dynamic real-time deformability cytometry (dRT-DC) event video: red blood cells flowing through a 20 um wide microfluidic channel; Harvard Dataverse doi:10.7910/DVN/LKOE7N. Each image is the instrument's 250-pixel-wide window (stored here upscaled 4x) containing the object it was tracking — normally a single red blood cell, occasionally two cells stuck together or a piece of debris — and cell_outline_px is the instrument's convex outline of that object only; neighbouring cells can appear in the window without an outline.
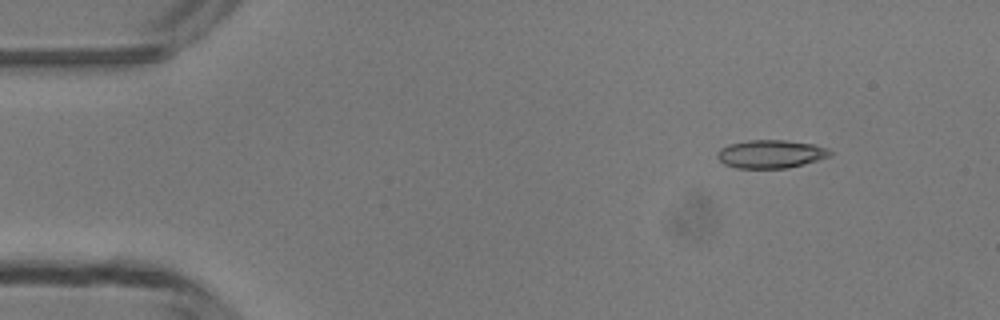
{"species": "common noctule bat (a hibernating species)", "species_latin": "Nyctalus noctula", "temperature_condition": "room temperature", "stored_images_in_passage": 43, "camera_frame_rate_fps": 3000, "um_per_image_px": 0.085, "animal": {"sex": "male", "body_mass_g": 13.3}, "frame": {"image": 1, "passage_image": 1, "time_ms": 0.0, "image_size_px": [1000, 320], "cell_outline_px": [[832, 156], [804, 164], [788, 168], [736, 168], [724, 164], [716, 156], [720, 148], [732, 144], [748, 140], [784, 140], [812, 144], [824, 148], [832, 152]], "centroid_in_image_um": [65.51, 13.1], "position_along_channel_um": 19.5, "area_um2": 18.38}}
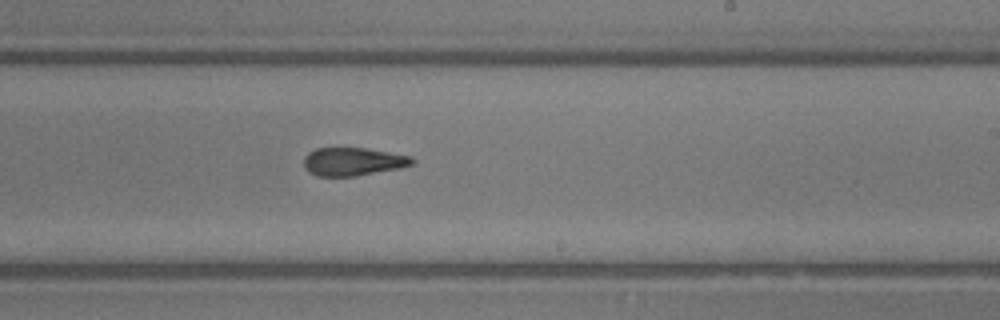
{"frame": {"image": 2, "passage_image": 24, "time_ms": 7.667, "image_size_px": [1000, 320], "cell_outline_px": [[416, 160], [412, 164], [400, 168], [352, 176], [316, 176], [308, 172], [304, 168], [304, 156], [308, 152], [316, 148], [364, 148], [412, 156]], "centroid_in_image_um": [29.97, 13.73], "position_along_channel_um": 259.0, "area_um2": 17.74}}
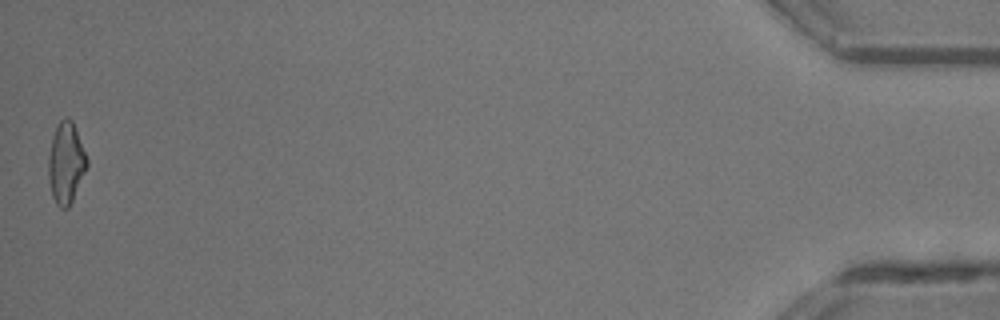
{"frame": {"image": 3, "passage_image": 43, "time_ms": 14.0, "image_size_px": [1000, 320], "cell_outline_px": [[88, 164], [72, 200], [68, 208], [60, 208], [56, 204], [52, 196], [48, 176], [48, 156], [52, 136], [60, 120], [64, 116], [68, 116], [72, 120], [88, 160]], "centroid_in_image_um": [5.59, 13.83], "position_along_channel_um": 429.6, "area_um2": 18.09}, "authors_computed_cell_mechanics": {"area_um2": 18.3804, "velocity_mm_per_s": 4.2977, "shape_relaxation_time_tau1_ms": 6.7033, "shape_relaxation_time_tau2_ms": 1.9649, "deformation_change_tau1": 0.2052, "deformation_change_tau2": 0.1038}}